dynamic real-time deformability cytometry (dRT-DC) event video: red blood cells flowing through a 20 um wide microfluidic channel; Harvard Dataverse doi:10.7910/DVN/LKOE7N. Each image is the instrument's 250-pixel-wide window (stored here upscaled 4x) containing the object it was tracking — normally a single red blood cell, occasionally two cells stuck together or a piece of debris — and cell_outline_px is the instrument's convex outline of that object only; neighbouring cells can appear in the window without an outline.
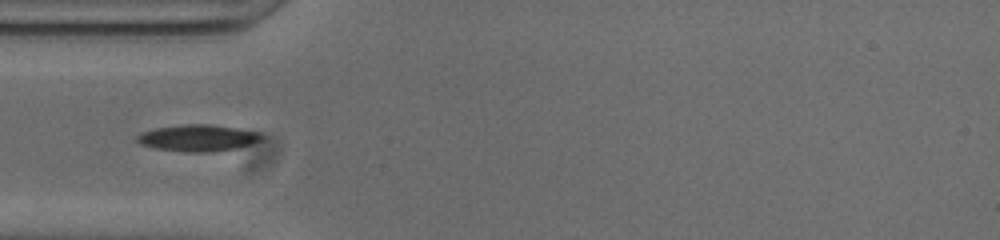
{"species": "common noctule bat (a hibernating species)", "species_latin": "Nyctalus noctula", "temperature_condition": "cold", "stored_images_in_passage": 41, "camera_frame_rate_fps": 3000, "um_per_image_px": 0.085, "animal": {"sex": "male", "body_mass_g": 20.0, "forearm_length_mm": 53.3}, "frame": {"image": 1, "passage_image": 4, "time_ms": 1.0, "image_size_px": [1000, 240], "cell_outline_px": [[264, 140], [252, 144], [236, 148], [212, 152], [184, 152], [156, 148], [140, 144], [136, 140], [136, 136], [140, 132], [156, 128], [184, 124], [212, 124], [260, 132], [264, 136]], "centroid_in_image_um": [16.86, 11.72], "position_along_channel_um": 68.1, "area_um2": 19.54}}
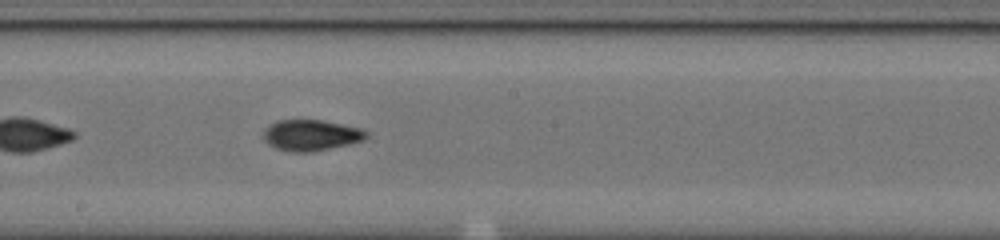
{"frame": {"image": 2, "passage_image": 16, "time_ms": 5.0, "image_size_px": [1000, 240], "cell_outline_px": [[368, 136], [364, 140], [348, 144], [312, 152], [288, 152], [276, 148], [268, 144], [264, 140], [264, 128], [268, 124], [276, 120], [320, 120], [344, 124], [360, 128], [368, 132]], "centroid_in_image_um": [26.41, 11.49], "position_along_channel_um": 221.8, "area_um2": 18.73}}
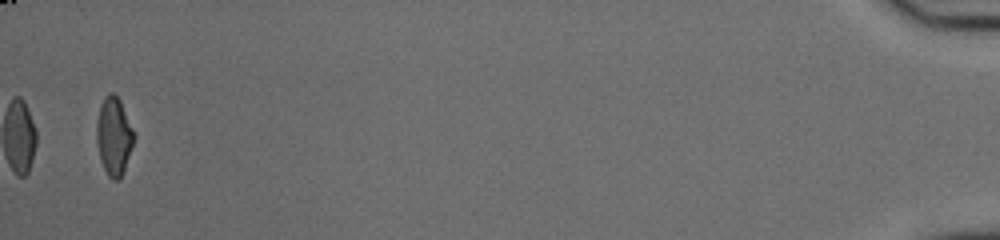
{"frame": {"image": 3, "passage_image": 40, "time_ms": 13.0, "image_size_px": [1000, 240], "cell_outline_px": [[136, 136], [120, 180], [112, 180], [108, 176], [100, 160], [96, 144], [96, 124], [100, 108], [104, 96], [108, 92], [112, 92], [120, 100]], "centroid_in_image_um": [9.67, 11.59], "position_along_channel_um": 425.5, "area_um2": 17.05}, "authors_computed_cell_mechanics": {"area_um2": 18.207, "velocity_mm_per_s": 3.8221, "shape_relaxation_time_tau1_ms": 5.5562, "shape_relaxation_time_tau2_ms": 2.5224, "deformation_change_tau1": 0.1879, "deformation_change_tau2": 0.0768}}